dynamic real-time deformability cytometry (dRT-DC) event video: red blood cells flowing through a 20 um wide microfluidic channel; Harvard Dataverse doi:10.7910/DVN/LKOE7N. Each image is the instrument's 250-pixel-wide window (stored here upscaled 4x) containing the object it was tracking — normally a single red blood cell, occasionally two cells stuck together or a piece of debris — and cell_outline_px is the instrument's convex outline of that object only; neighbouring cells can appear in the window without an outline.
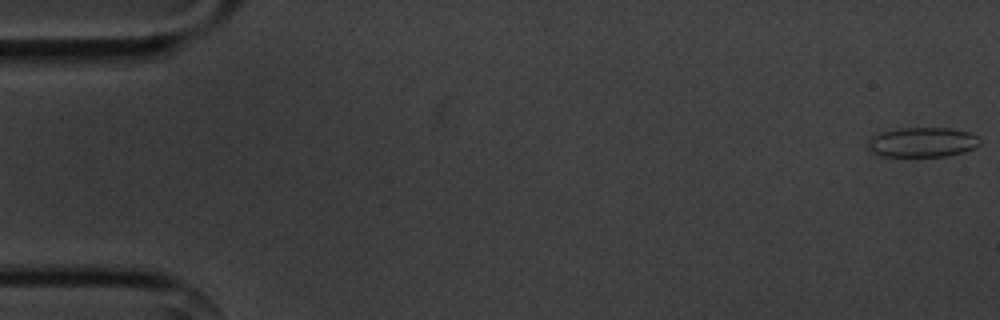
{"species": "common noctule bat (a hibernating species)", "species_latin": "Nyctalus noctula", "temperature_condition": "cold", "stored_images_in_passage": 2, "camera_frame_rate_fps": 3000, "um_per_image_px": 0.085, "animal": {"sex": "male", "body_mass_g": 20.1, "forearm_length_mm": 53.5}, "frame": {"image": 1, "passage_image": 1, "time_ms": 0.0, "image_size_px": [1000, 320], "cell_outline_px": [[980, 144], [964, 152], [948, 156], [880, 156], [868, 152], [868, 140], [872, 136], [880, 132], [900, 128], [948, 128], [968, 132], [976, 136], [980, 140]], "centroid_in_image_um": [78.35, 12.1], "position_along_channel_um": 6.7, "area_um2": 19.48}}